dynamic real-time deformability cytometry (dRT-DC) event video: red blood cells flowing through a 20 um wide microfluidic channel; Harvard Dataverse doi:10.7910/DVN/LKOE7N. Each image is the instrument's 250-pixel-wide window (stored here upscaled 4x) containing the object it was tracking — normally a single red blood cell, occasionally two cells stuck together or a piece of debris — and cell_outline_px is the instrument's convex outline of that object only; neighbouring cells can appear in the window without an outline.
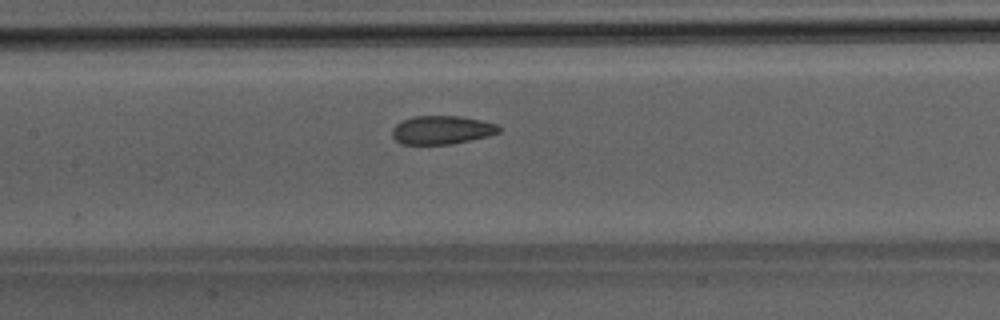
{"species": "Egyptian fruit bat (a non-hibernating species)", "species_latin": "Rousettus aegyptiacus", "temperature_condition": "room temperature", "stored_images_in_passage": 27, "camera_frame_rate_fps": 3000, "um_per_image_px": 0.085, "animal": {"sex": "male"}, "frame": {"image": 1, "passage_image": 6, "time_ms": 1.667, "image_size_px": [1000, 320], "cell_outline_px": [[500, 132], [488, 136], [452, 144], [400, 144], [392, 136], [392, 128], [396, 124], [412, 116], [460, 116], [480, 120], [496, 124], [500, 128]], "centroid_in_image_um": [37.53, 11.05], "position_along_channel_um": 169.9, "area_um2": 17.69}}
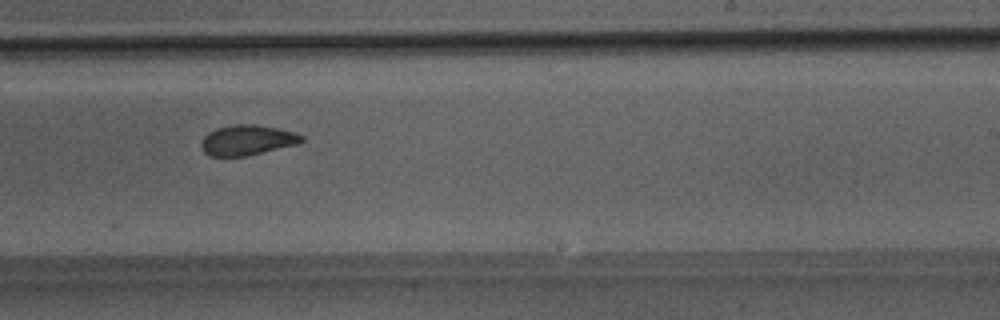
{"frame": {"image": 2, "passage_image": 13, "time_ms": 4.0, "image_size_px": [1000, 320], "cell_outline_px": [[304, 140], [300, 144], [248, 156], [208, 156], [204, 152], [200, 144], [204, 136], [208, 132], [216, 128], [236, 124], [256, 124], [296, 132], [304, 136]], "centroid_in_image_um": [21.04, 11.91], "position_along_channel_um": 268.0, "area_um2": 17.98}}
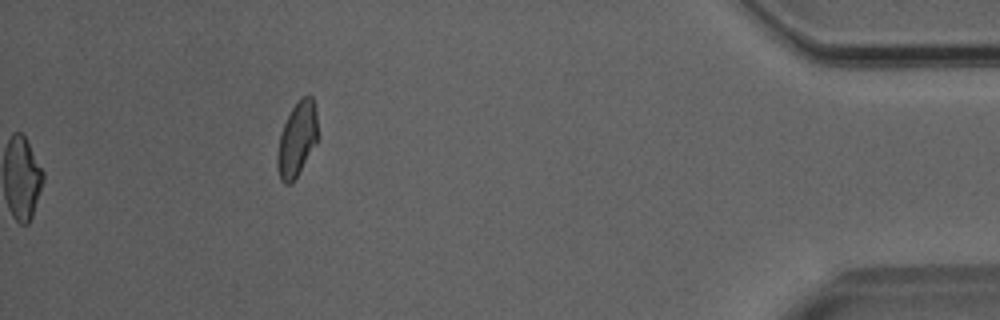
{"frame": {"image": 3, "passage_image": 27, "time_ms": 8.667, "image_size_px": [1000, 320], "cell_outline_px": [[316, 140], [296, 176], [288, 184], [284, 184], [280, 180], [276, 168], [276, 156], [280, 136], [284, 124], [292, 108], [300, 96], [312, 96], [316, 112]], "centroid_in_image_um": [25.19, 11.81], "position_along_channel_um": 410.0, "area_um2": 16.94}}